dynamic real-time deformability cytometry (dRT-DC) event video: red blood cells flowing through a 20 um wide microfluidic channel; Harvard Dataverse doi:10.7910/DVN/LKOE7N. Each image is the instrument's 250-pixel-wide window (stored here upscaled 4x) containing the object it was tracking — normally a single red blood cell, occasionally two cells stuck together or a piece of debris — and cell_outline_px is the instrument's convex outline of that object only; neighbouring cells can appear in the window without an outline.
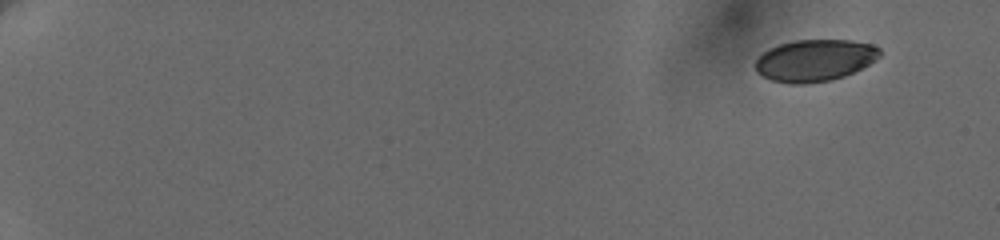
{"species": "human", "species_latin": "Homo sapiens", "temperature_condition": "cold", "stored_images_in_passage": 9, "camera_frame_rate_fps": 3000, "um_per_image_px": 0.085, "donor": {"sex": "female"}, "frame": {"image": 1, "passage_image": 1, "time_ms": 0.0, "image_size_px": [1000, 240], "cell_outline_px": [[880, 56], [876, 60], [844, 76], [832, 80], [804, 84], [792, 84], [772, 80], [756, 72], [756, 60], [768, 48], [780, 44], [796, 40], [852, 40], [872, 44], [880, 48]], "centroid_in_image_um": [69.26, 5.12], "position_along_channel_um": 15.7, "area_um2": 30.23}}
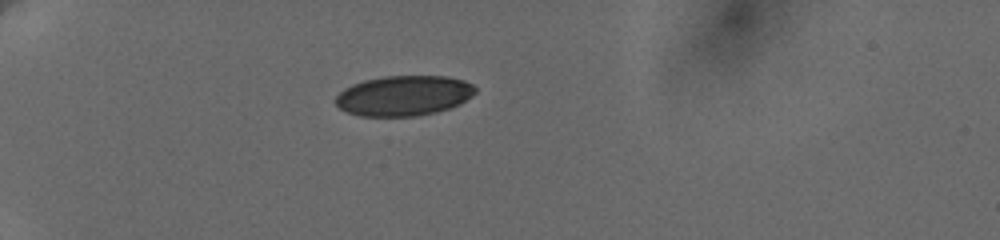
{"frame": {"image": 2, "passage_image": 6, "time_ms": 5.0, "image_size_px": [1000, 240], "cell_outline_px": [[476, 92], [472, 96], [460, 104], [436, 112], [416, 116], [360, 116], [348, 112], [340, 108], [336, 104], [336, 96], [344, 88], [352, 84], [364, 80], [384, 76], [444, 76], [464, 80], [472, 84], [476, 88]], "centroid_in_image_um": [34.33, 8.13], "position_along_channel_um": 50.7, "area_um2": 32.71}}
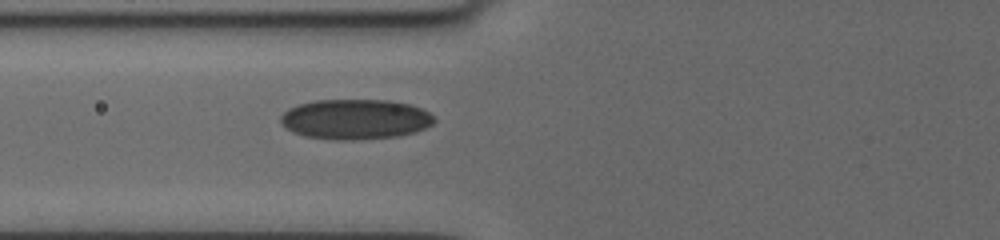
{"frame": {"image": 3, "passage_image": 9, "time_ms": 7.333, "image_size_px": [1000, 240], "cell_outline_px": [[436, 120], [432, 124], [416, 132], [396, 136], [348, 140], [336, 140], [304, 136], [288, 128], [280, 120], [280, 116], [288, 108], [300, 104], [316, 100], [388, 100], [408, 104], [420, 108], [428, 112]], "centroid_in_image_um": [30.2, 10.13], "position_along_channel_um": 95.6, "area_um2": 35.55}}